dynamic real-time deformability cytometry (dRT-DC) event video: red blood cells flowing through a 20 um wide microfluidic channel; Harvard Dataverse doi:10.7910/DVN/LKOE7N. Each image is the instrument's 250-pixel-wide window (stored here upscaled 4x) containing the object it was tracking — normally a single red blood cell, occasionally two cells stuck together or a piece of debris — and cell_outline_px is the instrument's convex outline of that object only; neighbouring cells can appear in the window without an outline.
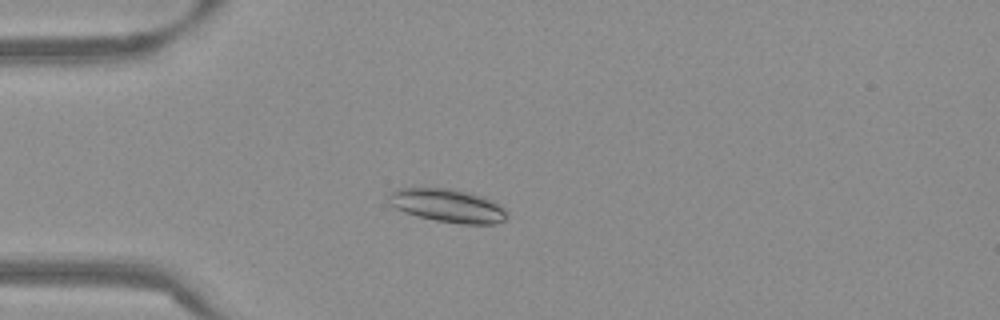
{"species": "Egyptian fruit bat (a non-hibernating species)", "species_latin": "Rousettus aegyptiacus", "temperature_condition": "warm", "stored_images_in_passage": 43, "camera_frame_rate_fps": 3000, "um_per_image_px": 0.085, "frame": {"image": 1, "passage_image": 4, "time_ms": 1.0, "image_size_px": [1000, 320], "cell_outline_px": [[508, 216], [504, 220], [492, 224], [460, 224], [436, 220], [420, 216], [396, 208], [388, 204], [388, 192], [396, 188], [452, 188], [484, 196], [492, 200], [504, 208]], "centroid_in_image_um": [38.05, 17.46], "position_along_channel_um": 47.0, "area_um2": 23.0}}
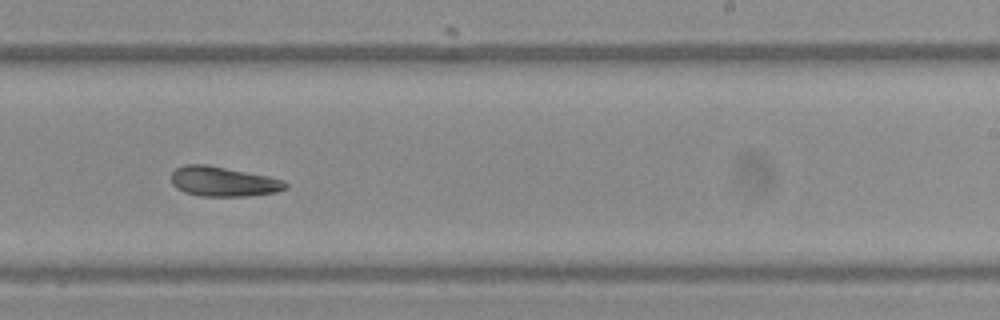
{"frame": {"image": 2, "passage_image": 23, "time_ms": 7.333, "image_size_px": [1000, 320], "cell_outline_px": [[288, 188], [276, 192], [248, 196], [200, 196], [184, 192], [176, 188], [172, 184], [172, 172], [176, 168], [184, 164], [208, 164], [268, 176], [284, 180], [288, 184]], "centroid_in_image_um": [18.98, 15.43], "position_along_channel_um": 270.0, "area_um2": 20.0}}
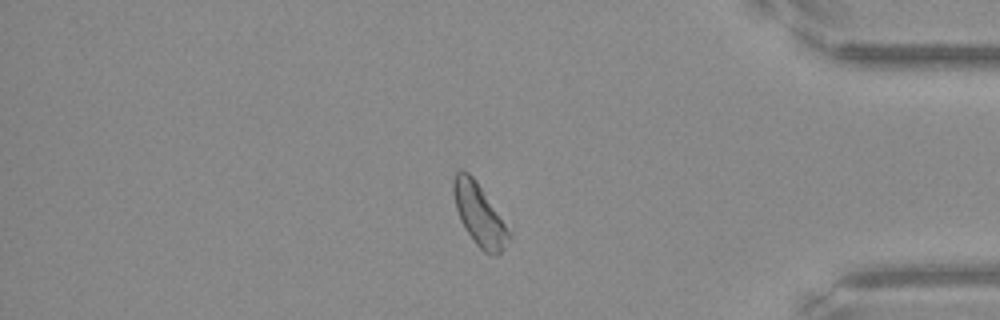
{"frame": {"image": 3, "passage_image": 35, "time_ms": 11.333, "image_size_px": [1000, 320], "cell_outline_px": [[512, 236], [504, 248], [496, 256], [484, 252], [476, 244], [460, 220], [456, 208], [452, 192], [452, 180], [456, 172], [460, 168], [468, 172], [476, 180]], "centroid_in_image_um": [40.7, 18.22], "position_along_channel_um": 394.5, "area_um2": 19.59}, "authors_computed_cell_mechanics": {"area_um2": 19.941, "velocity_mm_per_s": 3.797, "shape_relaxation_time_tau1_ms": 3.767, "shape_relaxation_time_tau2_ms": null, "deformation_change_tau1": 0.1083, "deformation_change_tau2": null}}